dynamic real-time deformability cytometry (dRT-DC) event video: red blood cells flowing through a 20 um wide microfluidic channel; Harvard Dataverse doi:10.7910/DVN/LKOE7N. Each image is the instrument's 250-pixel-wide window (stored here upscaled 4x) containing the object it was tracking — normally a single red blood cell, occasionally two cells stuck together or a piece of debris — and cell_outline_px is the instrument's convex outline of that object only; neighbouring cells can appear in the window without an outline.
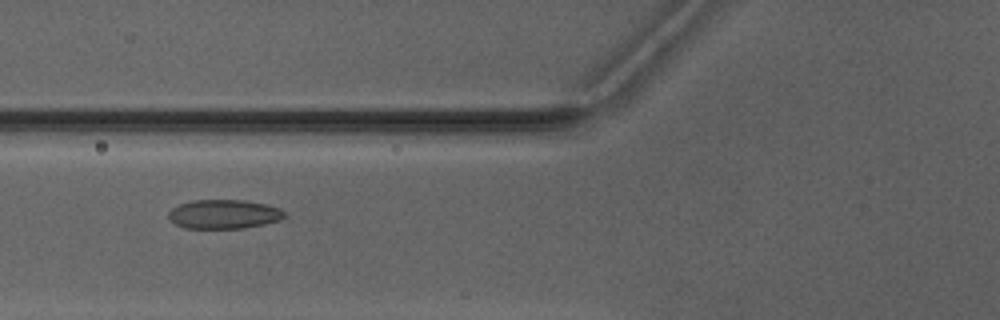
{"species": "Egyptian fruit bat (a non-hibernating species)", "species_latin": "Rousettus aegyptiacus", "temperature_condition": "warm", "stored_images_in_passage": 6, "camera_frame_rate_fps": 3000, "um_per_image_px": 0.085, "animal": {"sex": "male"}, "frame": {"image": 1, "passage_image": 6, "time_ms": 6.0, "image_size_px": [1000, 320], "cell_outline_px": [[284, 216], [280, 220], [264, 224], [244, 228], [184, 228], [176, 224], [168, 216], [168, 212], [172, 208], [180, 204], [192, 200], [244, 200], [268, 204], [280, 208], [284, 212]], "centroid_in_image_um": [19.04, 18.2], "position_along_channel_um": 106.8, "area_um2": 19.65}}